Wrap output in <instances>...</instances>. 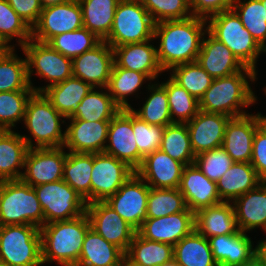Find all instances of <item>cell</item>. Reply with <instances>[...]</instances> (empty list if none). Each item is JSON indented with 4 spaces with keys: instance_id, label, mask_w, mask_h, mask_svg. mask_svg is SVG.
Returning a JSON list of instances; mask_svg holds the SVG:
<instances>
[{
    "instance_id": "4316f807",
    "label": "cell",
    "mask_w": 266,
    "mask_h": 266,
    "mask_svg": "<svg viewBox=\"0 0 266 266\" xmlns=\"http://www.w3.org/2000/svg\"><path fill=\"white\" fill-rule=\"evenodd\" d=\"M238 229L244 233L260 227L266 229V181L233 202Z\"/></svg>"
},
{
    "instance_id": "7a4b0ae2",
    "label": "cell",
    "mask_w": 266,
    "mask_h": 266,
    "mask_svg": "<svg viewBox=\"0 0 266 266\" xmlns=\"http://www.w3.org/2000/svg\"><path fill=\"white\" fill-rule=\"evenodd\" d=\"M256 73L254 69L245 66L232 75L214 78L199 100V110L220 113L231 118L249 114L242 109L252 106L257 100L248 82V79L252 82L257 79Z\"/></svg>"
},
{
    "instance_id": "91938a15",
    "label": "cell",
    "mask_w": 266,
    "mask_h": 266,
    "mask_svg": "<svg viewBox=\"0 0 266 266\" xmlns=\"http://www.w3.org/2000/svg\"><path fill=\"white\" fill-rule=\"evenodd\" d=\"M160 266H179V265L177 264V262L174 259H172L171 261L166 262V263H164L163 265H160Z\"/></svg>"
},
{
    "instance_id": "9a60e30c",
    "label": "cell",
    "mask_w": 266,
    "mask_h": 266,
    "mask_svg": "<svg viewBox=\"0 0 266 266\" xmlns=\"http://www.w3.org/2000/svg\"><path fill=\"white\" fill-rule=\"evenodd\" d=\"M64 147L30 148L25 157L21 180L30 186L63 180L67 153Z\"/></svg>"
},
{
    "instance_id": "be15d7a7",
    "label": "cell",
    "mask_w": 266,
    "mask_h": 266,
    "mask_svg": "<svg viewBox=\"0 0 266 266\" xmlns=\"http://www.w3.org/2000/svg\"><path fill=\"white\" fill-rule=\"evenodd\" d=\"M262 119V123L266 126V118H261Z\"/></svg>"
},
{
    "instance_id": "db71d44e",
    "label": "cell",
    "mask_w": 266,
    "mask_h": 266,
    "mask_svg": "<svg viewBox=\"0 0 266 266\" xmlns=\"http://www.w3.org/2000/svg\"><path fill=\"white\" fill-rule=\"evenodd\" d=\"M236 0H190L193 16L208 19L220 12L230 10Z\"/></svg>"
},
{
    "instance_id": "7bdbcfd3",
    "label": "cell",
    "mask_w": 266,
    "mask_h": 266,
    "mask_svg": "<svg viewBox=\"0 0 266 266\" xmlns=\"http://www.w3.org/2000/svg\"><path fill=\"white\" fill-rule=\"evenodd\" d=\"M169 78L165 83H161V85L166 89L172 122L187 123L198 113L199 100L171 77Z\"/></svg>"
},
{
    "instance_id": "e7e4bbea",
    "label": "cell",
    "mask_w": 266,
    "mask_h": 266,
    "mask_svg": "<svg viewBox=\"0 0 266 266\" xmlns=\"http://www.w3.org/2000/svg\"><path fill=\"white\" fill-rule=\"evenodd\" d=\"M0 266H8V265L0 261Z\"/></svg>"
},
{
    "instance_id": "e0dca14e",
    "label": "cell",
    "mask_w": 266,
    "mask_h": 266,
    "mask_svg": "<svg viewBox=\"0 0 266 266\" xmlns=\"http://www.w3.org/2000/svg\"><path fill=\"white\" fill-rule=\"evenodd\" d=\"M113 64V48L101 41L93 49L72 59L73 76L94 88H106Z\"/></svg>"
},
{
    "instance_id": "74e56055",
    "label": "cell",
    "mask_w": 266,
    "mask_h": 266,
    "mask_svg": "<svg viewBox=\"0 0 266 266\" xmlns=\"http://www.w3.org/2000/svg\"><path fill=\"white\" fill-rule=\"evenodd\" d=\"M145 80L151 81L146 74L123 69L113 64L106 89L121 109H128L131 108V105L128 103L127 97L137 92Z\"/></svg>"
},
{
    "instance_id": "d4e9b609",
    "label": "cell",
    "mask_w": 266,
    "mask_h": 266,
    "mask_svg": "<svg viewBox=\"0 0 266 266\" xmlns=\"http://www.w3.org/2000/svg\"><path fill=\"white\" fill-rule=\"evenodd\" d=\"M31 137L13 130H0V181L21 179L25 157L34 148Z\"/></svg>"
},
{
    "instance_id": "681fc988",
    "label": "cell",
    "mask_w": 266,
    "mask_h": 266,
    "mask_svg": "<svg viewBox=\"0 0 266 266\" xmlns=\"http://www.w3.org/2000/svg\"><path fill=\"white\" fill-rule=\"evenodd\" d=\"M156 23L185 19L192 16L190 0H141Z\"/></svg>"
},
{
    "instance_id": "ffe728a7",
    "label": "cell",
    "mask_w": 266,
    "mask_h": 266,
    "mask_svg": "<svg viewBox=\"0 0 266 266\" xmlns=\"http://www.w3.org/2000/svg\"><path fill=\"white\" fill-rule=\"evenodd\" d=\"M184 167L158 149L146 155L135 172L152 188L174 189L179 188Z\"/></svg>"
},
{
    "instance_id": "f5cc1de1",
    "label": "cell",
    "mask_w": 266,
    "mask_h": 266,
    "mask_svg": "<svg viewBox=\"0 0 266 266\" xmlns=\"http://www.w3.org/2000/svg\"><path fill=\"white\" fill-rule=\"evenodd\" d=\"M250 163L258 177L262 181H266V126L264 124L255 132Z\"/></svg>"
},
{
    "instance_id": "836d02e7",
    "label": "cell",
    "mask_w": 266,
    "mask_h": 266,
    "mask_svg": "<svg viewBox=\"0 0 266 266\" xmlns=\"http://www.w3.org/2000/svg\"><path fill=\"white\" fill-rule=\"evenodd\" d=\"M173 252L179 266H218L209 240L195 229L173 246Z\"/></svg>"
},
{
    "instance_id": "4fadbf2b",
    "label": "cell",
    "mask_w": 266,
    "mask_h": 266,
    "mask_svg": "<svg viewBox=\"0 0 266 266\" xmlns=\"http://www.w3.org/2000/svg\"><path fill=\"white\" fill-rule=\"evenodd\" d=\"M135 171L114 156L93 153L91 171V203L106 201L127 181Z\"/></svg>"
},
{
    "instance_id": "8fae6325",
    "label": "cell",
    "mask_w": 266,
    "mask_h": 266,
    "mask_svg": "<svg viewBox=\"0 0 266 266\" xmlns=\"http://www.w3.org/2000/svg\"><path fill=\"white\" fill-rule=\"evenodd\" d=\"M149 190L150 186L134 172L105 202L138 231L147 218Z\"/></svg>"
},
{
    "instance_id": "d6a6232c",
    "label": "cell",
    "mask_w": 266,
    "mask_h": 266,
    "mask_svg": "<svg viewBox=\"0 0 266 266\" xmlns=\"http://www.w3.org/2000/svg\"><path fill=\"white\" fill-rule=\"evenodd\" d=\"M173 256V245L145 239L136 232L125 252V261L132 266H160Z\"/></svg>"
},
{
    "instance_id": "6125c7cd",
    "label": "cell",
    "mask_w": 266,
    "mask_h": 266,
    "mask_svg": "<svg viewBox=\"0 0 266 266\" xmlns=\"http://www.w3.org/2000/svg\"><path fill=\"white\" fill-rule=\"evenodd\" d=\"M122 266H132L129 263H127L126 261L123 262Z\"/></svg>"
},
{
    "instance_id": "8d00e7d4",
    "label": "cell",
    "mask_w": 266,
    "mask_h": 266,
    "mask_svg": "<svg viewBox=\"0 0 266 266\" xmlns=\"http://www.w3.org/2000/svg\"><path fill=\"white\" fill-rule=\"evenodd\" d=\"M97 91L94 87L83 98L76 111L67 119L84 121L111 120L121 108L113 101L109 92Z\"/></svg>"
},
{
    "instance_id": "ac0fdd59",
    "label": "cell",
    "mask_w": 266,
    "mask_h": 266,
    "mask_svg": "<svg viewBox=\"0 0 266 266\" xmlns=\"http://www.w3.org/2000/svg\"><path fill=\"white\" fill-rule=\"evenodd\" d=\"M262 124L261 113L230 118L225 127L222 148L234 162H251L253 138Z\"/></svg>"
},
{
    "instance_id": "816d5d0a",
    "label": "cell",
    "mask_w": 266,
    "mask_h": 266,
    "mask_svg": "<svg viewBox=\"0 0 266 266\" xmlns=\"http://www.w3.org/2000/svg\"><path fill=\"white\" fill-rule=\"evenodd\" d=\"M194 164L210 180L217 182L234 161L222 147H219L196 155Z\"/></svg>"
},
{
    "instance_id": "f35d334b",
    "label": "cell",
    "mask_w": 266,
    "mask_h": 266,
    "mask_svg": "<svg viewBox=\"0 0 266 266\" xmlns=\"http://www.w3.org/2000/svg\"><path fill=\"white\" fill-rule=\"evenodd\" d=\"M14 51L9 48L0 54V92L34 90L27 77L26 57L19 58Z\"/></svg>"
},
{
    "instance_id": "cb8c5ba5",
    "label": "cell",
    "mask_w": 266,
    "mask_h": 266,
    "mask_svg": "<svg viewBox=\"0 0 266 266\" xmlns=\"http://www.w3.org/2000/svg\"><path fill=\"white\" fill-rule=\"evenodd\" d=\"M153 40L113 47L114 64L146 74L153 81L163 72L158 62L157 48L150 43Z\"/></svg>"
},
{
    "instance_id": "9f6ffc18",
    "label": "cell",
    "mask_w": 266,
    "mask_h": 266,
    "mask_svg": "<svg viewBox=\"0 0 266 266\" xmlns=\"http://www.w3.org/2000/svg\"><path fill=\"white\" fill-rule=\"evenodd\" d=\"M233 266H266L262 257L256 252L249 259Z\"/></svg>"
},
{
    "instance_id": "60d3db41",
    "label": "cell",
    "mask_w": 266,
    "mask_h": 266,
    "mask_svg": "<svg viewBox=\"0 0 266 266\" xmlns=\"http://www.w3.org/2000/svg\"><path fill=\"white\" fill-rule=\"evenodd\" d=\"M232 9L243 26L266 51V0H236Z\"/></svg>"
},
{
    "instance_id": "d6986e66",
    "label": "cell",
    "mask_w": 266,
    "mask_h": 266,
    "mask_svg": "<svg viewBox=\"0 0 266 266\" xmlns=\"http://www.w3.org/2000/svg\"><path fill=\"white\" fill-rule=\"evenodd\" d=\"M194 229V212L187 208L160 218H146L137 232L145 239L174 246Z\"/></svg>"
},
{
    "instance_id": "603a6c76",
    "label": "cell",
    "mask_w": 266,
    "mask_h": 266,
    "mask_svg": "<svg viewBox=\"0 0 266 266\" xmlns=\"http://www.w3.org/2000/svg\"><path fill=\"white\" fill-rule=\"evenodd\" d=\"M179 190L184 196L187 208L194 213L222 202L217 182L210 180L195 164L184 167Z\"/></svg>"
},
{
    "instance_id": "7402d4cb",
    "label": "cell",
    "mask_w": 266,
    "mask_h": 266,
    "mask_svg": "<svg viewBox=\"0 0 266 266\" xmlns=\"http://www.w3.org/2000/svg\"><path fill=\"white\" fill-rule=\"evenodd\" d=\"M64 147L76 153H101L107 144L111 120L84 121L69 119Z\"/></svg>"
},
{
    "instance_id": "ba28073f",
    "label": "cell",
    "mask_w": 266,
    "mask_h": 266,
    "mask_svg": "<svg viewBox=\"0 0 266 266\" xmlns=\"http://www.w3.org/2000/svg\"><path fill=\"white\" fill-rule=\"evenodd\" d=\"M0 261L8 266H40V228L34 225L0 226Z\"/></svg>"
},
{
    "instance_id": "5b68a950",
    "label": "cell",
    "mask_w": 266,
    "mask_h": 266,
    "mask_svg": "<svg viewBox=\"0 0 266 266\" xmlns=\"http://www.w3.org/2000/svg\"><path fill=\"white\" fill-rule=\"evenodd\" d=\"M207 31L226 45L240 62L256 71L257 58L266 51L243 26L233 9L215 14L207 19Z\"/></svg>"
},
{
    "instance_id": "44dd1931",
    "label": "cell",
    "mask_w": 266,
    "mask_h": 266,
    "mask_svg": "<svg viewBox=\"0 0 266 266\" xmlns=\"http://www.w3.org/2000/svg\"><path fill=\"white\" fill-rule=\"evenodd\" d=\"M231 117L201 110L186 123L192 150L196 155L222 147L225 127Z\"/></svg>"
},
{
    "instance_id": "c3c4849f",
    "label": "cell",
    "mask_w": 266,
    "mask_h": 266,
    "mask_svg": "<svg viewBox=\"0 0 266 266\" xmlns=\"http://www.w3.org/2000/svg\"><path fill=\"white\" fill-rule=\"evenodd\" d=\"M34 90H18L0 92V130L15 127L18 121H23L26 105Z\"/></svg>"
},
{
    "instance_id": "1f68e13d",
    "label": "cell",
    "mask_w": 266,
    "mask_h": 266,
    "mask_svg": "<svg viewBox=\"0 0 266 266\" xmlns=\"http://www.w3.org/2000/svg\"><path fill=\"white\" fill-rule=\"evenodd\" d=\"M92 88L82 79L71 76L61 83L47 87L42 93L67 119L76 111L80 102Z\"/></svg>"
},
{
    "instance_id": "7dc6e473",
    "label": "cell",
    "mask_w": 266,
    "mask_h": 266,
    "mask_svg": "<svg viewBox=\"0 0 266 266\" xmlns=\"http://www.w3.org/2000/svg\"><path fill=\"white\" fill-rule=\"evenodd\" d=\"M18 38V45L21 48L31 39V28L14 11L7 0H0V39L8 48L12 39Z\"/></svg>"
},
{
    "instance_id": "6f0895ef",
    "label": "cell",
    "mask_w": 266,
    "mask_h": 266,
    "mask_svg": "<svg viewBox=\"0 0 266 266\" xmlns=\"http://www.w3.org/2000/svg\"><path fill=\"white\" fill-rule=\"evenodd\" d=\"M39 1L42 8H46L49 6L64 4L72 0H39Z\"/></svg>"
},
{
    "instance_id": "277c9868",
    "label": "cell",
    "mask_w": 266,
    "mask_h": 266,
    "mask_svg": "<svg viewBox=\"0 0 266 266\" xmlns=\"http://www.w3.org/2000/svg\"><path fill=\"white\" fill-rule=\"evenodd\" d=\"M13 224L44 225L35 190L21 179L0 181V226Z\"/></svg>"
},
{
    "instance_id": "f546056e",
    "label": "cell",
    "mask_w": 266,
    "mask_h": 266,
    "mask_svg": "<svg viewBox=\"0 0 266 266\" xmlns=\"http://www.w3.org/2000/svg\"><path fill=\"white\" fill-rule=\"evenodd\" d=\"M125 252L90 228L76 266H122Z\"/></svg>"
},
{
    "instance_id": "4dcf8cb0",
    "label": "cell",
    "mask_w": 266,
    "mask_h": 266,
    "mask_svg": "<svg viewBox=\"0 0 266 266\" xmlns=\"http://www.w3.org/2000/svg\"><path fill=\"white\" fill-rule=\"evenodd\" d=\"M261 182L251 163L234 162L217 181V190L221 201L231 202Z\"/></svg>"
},
{
    "instance_id": "94428289",
    "label": "cell",
    "mask_w": 266,
    "mask_h": 266,
    "mask_svg": "<svg viewBox=\"0 0 266 266\" xmlns=\"http://www.w3.org/2000/svg\"><path fill=\"white\" fill-rule=\"evenodd\" d=\"M9 48L0 39V51H7Z\"/></svg>"
},
{
    "instance_id": "ee69618b",
    "label": "cell",
    "mask_w": 266,
    "mask_h": 266,
    "mask_svg": "<svg viewBox=\"0 0 266 266\" xmlns=\"http://www.w3.org/2000/svg\"><path fill=\"white\" fill-rule=\"evenodd\" d=\"M102 40L87 28L72 32H65L54 36L48 44L54 49L71 59L93 49Z\"/></svg>"
},
{
    "instance_id": "2e32d148",
    "label": "cell",
    "mask_w": 266,
    "mask_h": 266,
    "mask_svg": "<svg viewBox=\"0 0 266 266\" xmlns=\"http://www.w3.org/2000/svg\"><path fill=\"white\" fill-rule=\"evenodd\" d=\"M86 214L91 228L108 242L126 252L136 230L105 201L87 204Z\"/></svg>"
},
{
    "instance_id": "8992f818",
    "label": "cell",
    "mask_w": 266,
    "mask_h": 266,
    "mask_svg": "<svg viewBox=\"0 0 266 266\" xmlns=\"http://www.w3.org/2000/svg\"><path fill=\"white\" fill-rule=\"evenodd\" d=\"M61 118L65 119L43 93L31 95L23 121L36 141L34 148L64 147L66 131L61 130Z\"/></svg>"
},
{
    "instance_id": "e575fe53",
    "label": "cell",
    "mask_w": 266,
    "mask_h": 266,
    "mask_svg": "<svg viewBox=\"0 0 266 266\" xmlns=\"http://www.w3.org/2000/svg\"><path fill=\"white\" fill-rule=\"evenodd\" d=\"M93 153L67 152L64 163L63 180L82 198L91 203V171Z\"/></svg>"
},
{
    "instance_id": "f1b7e54d",
    "label": "cell",
    "mask_w": 266,
    "mask_h": 266,
    "mask_svg": "<svg viewBox=\"0 0 266 266\" xmlns=\"http://www.w3.org/2000/svg\"><path fill=\"white\" fill-rule=\"evenodd\" d=\"M213 258L218 266H233L249 259L257 252L251 238L244 232L208 238Z\"/></svg>"
},
{
    "instance_id": "03108f58",
    "label": "cell",
    "mask_w": 266,
    "mask_h": 266,
    "mask_svg": "<svg viewBox=\"0 0 266 266\" xmlns=\"http://www.w3.org/2000/svg\"><path fill=\"white\" fill-rule=\"evenodd\" d=\"M265 94H266V87H265ZM261 118H266V116H263L262 114H261Z\"/></svg>"
},
{
    "instance_id": "d590c367",
    "label": "cell",
    "mask_w": 266,
    "mask_h": 266,
    "mask_svg": "<svg viewBox=\"0 0 266 266\" xmlns=\"http://www.w3.org/2000/svg\"><path fill=\"white\" fill-rule=\"evenodd\" d=\"M82 8L83 26L104 41L112 28L120 0H78Z\"/></svg>"
},
{
    "instance_id": "ab89813d",
    "label": "cell",
    "mask_w": 266,
    "mask_h": 266,
    "mask_svg": "<svg viewBox=\"0 0 266 266\" xmlns=\"http://www.w3.org/2000/svg\"><path fill=\"white\" fill-rule=\"evenodd\" d=\"M160 149L185 166L194 164L195 154L186 123H173L164 127Z\"/></svg>"
},
{
    "instance_id": "6da1fadb",
    "label": "cell",
    "mask_w": 266,
    "mask_h": 266,
    "mask_svg": "<svg viewBox=\"0 0 266 266\" xmlns=\"http://www.w3.org/2000/svg\"><path fill=\"white\" fill-rule=\"evenodd\" d=\"M205 25L206 19L193 15L155 24L154 38L160 39L157 58L163 71L197 60L203 36L207 34Z\"/></svg>"
},
{
    "instance_id": "7c38bea8",
    "label": "cell",
    "mask_w": 266,
    "mask_h": 266,
    "mask_svg": "<svg viewBox=\"0 0 266 266\" xmlns=\"http://www.w3.org/2000/svg\"><path fill=\"white\" fill-rule=\"evenodd\" d=\"M82 8L78 0L42 9L38 22L31 29V38L48 43L54 36L83 28Z\"/></svg>"
},
{
    "instance_id": "f907efd6",
    "label": "cell",
    "mask_w": 266,
    "mask_h": 266,
    "mask_svg": "<svg viewBox=\"0 0 266 266\" xmlns=\"http://www.w3.org/2000/svg\"><path fill=\"white\" fill-rule=\"evenodd\" d=\"M132 128L138 151L143 157L160 149L163 126L150 125L132 112Z\"/></svg>"
},
{
    "instance_id": "30bf717a",
    "label": "cell",
    "mask_w": 266,
    "mask_h": 266,
    "mask_svg": "<svg viewBox=\"0 0 266 266\" xmlns=\"http://www.w3.org/2000/svg\"><path fill=\"white\" fill-rule=\"evenodd\" d=\"M44 214V224L68 221L86 213L87 202L64 180L33 187Z\"/></svg>"
},
{
    "instance_id": "f6af8a7d",
    "label": "cell",
    "mask_w": 266,
    "mask_h": 266,
    "mask_svg": "<svg viewBox=\"0 0 266 266\" xmlns=\"http://www.w3.org/2000/svg\"><path fill=\"white\" fill-rule=\"evenodd\" d=\"M187 205L179 188L150 187L147 201V218H160L185 211Z\"/></svg>"
},
{
    "instance_id": "484cf974",
    "label": "cell",
    "mask_w": 266,
    "mask_h": 266,
    "mask_svg": "<svg viewBox=\"0 0 266 266\" xmlns=\"http://www.w3.org/2000/svg\"><path fill=\"white\" fill-rule=\"evenodd\" d=\"M207 34L208 37L203 36L196 61L210 76L226 77L245 67L226 45L214 38L208 31Z\"/></svg>"
},
{
    "instance_id": "11a10c76",
    "label": "cell",
    "mask_w": 266,
    "mask_h": 266,
    "mask_svg": "<svg viewBox=\"0 0 266 266\" xmlns=\"http://www.w3.org/2000/svg\"><path fill=\"white\" fill-rule=\"evenodd\" d=\"M7 2L31 29L38 22L43 9L39 0H7Z\"/></svg>"
},
{
    "instance_id": "5bb4252c",
    "label": "cell",
    "mask_w": 266,
    "mask_h": 266,
    "mask_svg": "<svg viewBox=\"0 0 266 266\" xmlns=\"http://www.w3.org/2000/svg\"><path fill=\"white\" fill-rule=\"evenodd\" d=\"M104 153L125 162L136 171L143 156L139 153L132 128V111L121 109L110 121L108 137Z\"/></svg>"
},
{
    "instance_id": "bcb514c9",
    "label": "cell",
    "mask_w": 266,
    "mask_h": 266,
    "mask_svg": "<svg viewBox=\"0 0 266 266\" xmlns=\"http://www.w3.org/2000/svg\"><path fill=\"white\" fill-rule=\"evenodd\" d=\"M171 78L197 100L204 95L214 78L197 61L173 67Z\"/></svg>"
},
{
    "instance_id": "b9f144b4",
    "label": "cell",
    "mask_w": 266,
    "mask_h": 266,
    "mask_svg": "<svg viewBox=\"0 0 266 266\" xmlns=\"http://www.w3.org/2000/svg\"><path fill=\"white\" fill-rule=\"evenodd\" d=\"M148 90H150L151 94L142 108L135 110L131 107V111L150 125L165 127L173 124L166 89L161 84L157 83L148 85Z\"/></svg>"
},
{
    "instance_id": "3957f363",
    "label": "cell",
    "mask_w": 266,
    "mask_h": 266,
    "mask_svg": "<svg viewBox=\"0 0 266 266\" xmlns=\"http://www.w3.org/2000/svg\"><path fill=\"white\" fill-rule=\"evenodd\" d=\"M90 228L86 213L72 220L44 224L40 228L42 263L56 261L61 266H76Z\"/></svg>"
},
{
    "instance_id": "83f0119b",
    "label": "cell",
    "mask_w": 266,
    "mask_h": 266,
    "mask_svg": "<svg viewBox=\"0 0 266 266\" xmlns=\"http://www.w3.org/2000/svg\"><path fill=\"white\" fill-rule=\"evenodd\" d=\"M195 230L207 239L212 236L235 234L239 231L233 203L202 208L194 213Z\"/></svg>"
},
{
    "instance_id": "52a82bcc",
    "label": "cell",
    "mask_w": 266,
    "mask_h": 266,
    "mask_svg": "<svg viewBox=\"0 0 266 266\" xmlns=\"http://www.w3.org/2000/svg\"><path fill=\"white\" fill-rule=\"evenodd\" d=\"M155 22L141 1L120 0L108 37L112 48L154 39Z\"/></svg>"
},
{
    "instance_id": "680465c9",
    "label": "cell",
    "mask_w": 266,
    "mask_h": 266,
    "mask_svg": "<svg viewBox=\"0 0 266 266\" xmlns=\"http://www.w3.org/2000/svg\"><path fill=\"white\" fill-rule=\"evenodd\" d=\"M256 248H257V253L262 257V259L266 264V240L259 241L258 244L256 245Z\"/></svg>"
},
{
    "instance_id": "9c48e42d",
    "label": "cell",
    "mask_w": 266,
    "mask_h": 266,
    "mask_svg": "<svg viewBox=\"0 0 266 266\" xmlns=\"http://www.w3.org/2000/svg\"><path fill=\"white\" fill-rule=\"evenodd\" d=\"M27 61V77L34 92L42 93L47 87L61 83L73 76L72 59L54 50L48 43L30 39L22 48ZM35 74L45 78L49 84L34 87L31 82L33 68Z\"/></svg>"
}]
</instances>
